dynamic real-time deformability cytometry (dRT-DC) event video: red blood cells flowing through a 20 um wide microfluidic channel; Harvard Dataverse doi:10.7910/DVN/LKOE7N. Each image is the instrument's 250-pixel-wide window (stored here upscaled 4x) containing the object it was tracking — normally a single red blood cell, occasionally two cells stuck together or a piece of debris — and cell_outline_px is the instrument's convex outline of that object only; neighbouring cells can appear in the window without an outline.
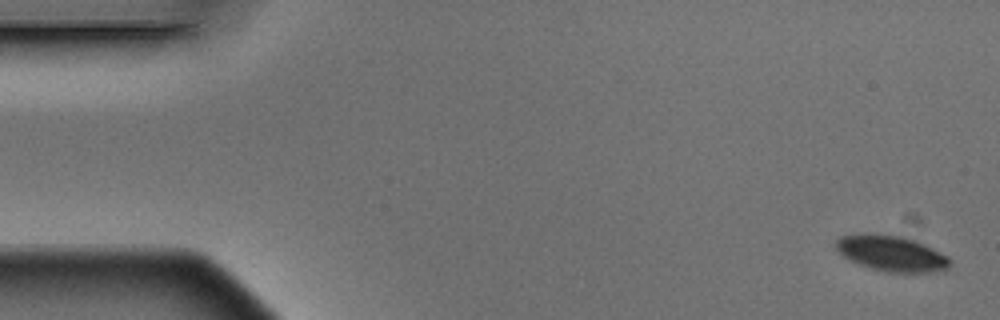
{"species": "Egyptian fruit bat (a non-hibernating species)", "species_latin": "Rousettus aegyptiacus", "temperature_condition": "warm", "stored_images_in_passage": 4, "camera_frame_rate_fps": 3000, "um_per_image_px": 0.085, "animal": {"sex": "male"}, "frame": {"image": 1, "passage_image": 1, "time_ms": 0.0, "image_size_px": [1000, 320], "cell_outline_px": [[952, 260], [948, 268], [932, 272], [888, 272], [872, 268], [860, 264], [844, 256], [836, 248], [836, 240], [840, 236], [860, 232], [900, 236], [924, 244], [948, 256]], "centroid_in_image_um": [75.77, 21.52], "position_along_channel_um": 9.2, "area_um2": 23.47}}
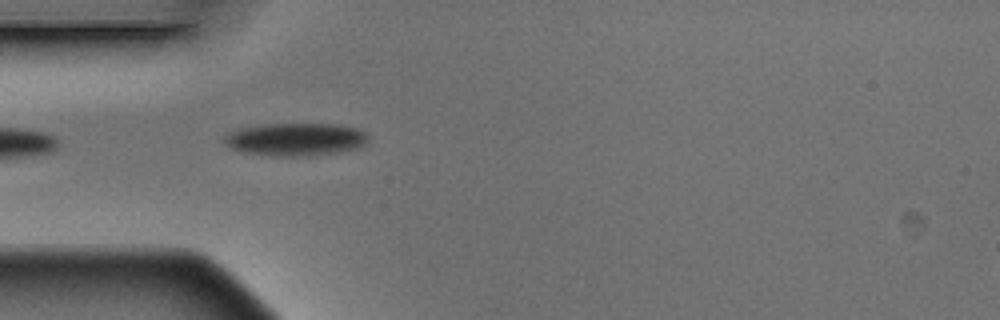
{"frame": {"image": 2, "passage_image": 4, "time_ms": 1.0, "image_size_px": [1000, 320], "cell_outline_px": [[368, 144], [360, 148], [308, 156], [268, 156], [244, 152], [232, 148], [224, 144], [224, 136], [236, 128], [264, 124], [340, 124], [356, 128], [364, 132], [368, 136]], "centroid_in_image_um": [25.12, 11.84], "position_along_channel_um": 59.9, "area_um2": 27.8}}